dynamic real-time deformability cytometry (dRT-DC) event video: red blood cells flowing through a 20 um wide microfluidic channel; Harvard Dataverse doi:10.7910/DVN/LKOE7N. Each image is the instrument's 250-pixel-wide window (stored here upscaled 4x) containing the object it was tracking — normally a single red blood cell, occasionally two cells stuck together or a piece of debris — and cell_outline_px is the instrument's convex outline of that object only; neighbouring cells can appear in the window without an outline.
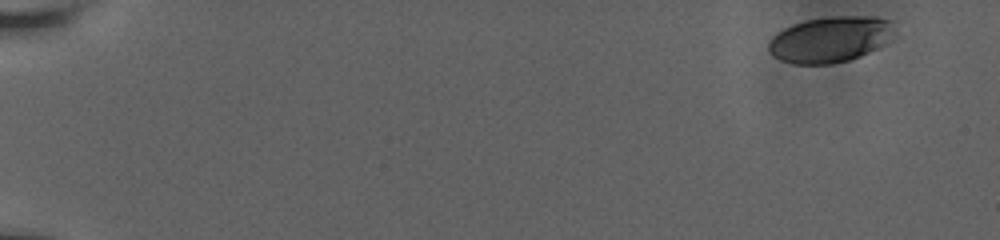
{"species": "human", "species_latin": "Homo sapiens", "temperature_condition": "room temperature", "stored_images_in_passage": 55, "camera_frame_rate_fps": 3000, "um_per_image_px": 0.085, "donor": {"sex": "male"}, "frame": {"image": 1, "passage_image": 1, "time_ms": 0.0, "image_size_px": [1000, 240], "cell_outline_px": [[888, 20], [884, 44], [860, 56], [848, 60], [832, 64], [796, 64], [780, 60], [772, 56], [768, 52], [768, 44], [772, 36], [776, 32], [792, 24], [804, 20], [836, 16], [876, 16]], "centroid_in_image_um": [70.4, 3.36], "position_along_channel_um": 14.6, "area_um2": 32.89}}
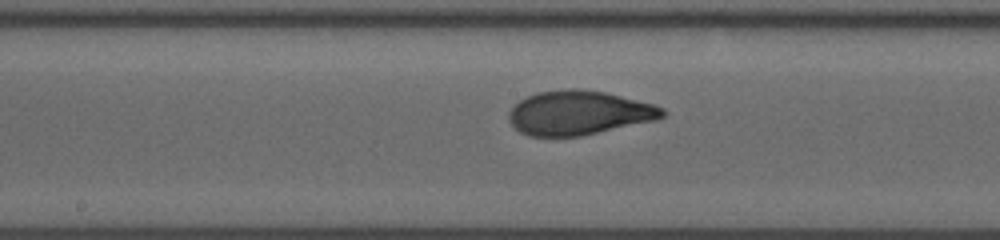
{"frame": {"image": 2, "passage_image": 30, "time_ms": 9.667, "image_size_px": [1000, 240], "cell_outline_px": [[664, 116], [656, 120], [580, 136], [528, 136], [520, 132], [508, 120], [508, 112], [520, 100], [536, 92], [568, 88], [576, 88], [604, 92], [652, 104], [664, 108]], "centroid_in_image_um": [49.17, 9.59], "position_along_channel_um": 199.0, "area_um2": 39.3}}
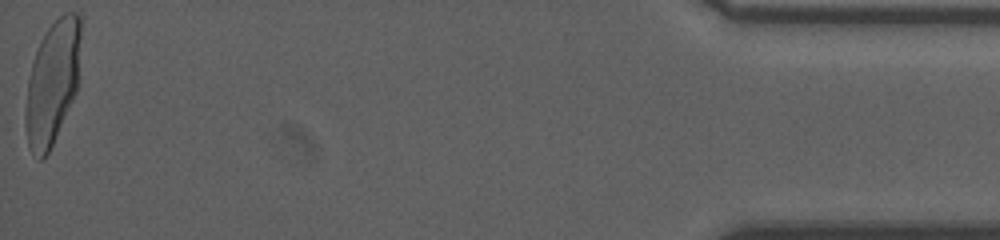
{"frame": {"image": 3, "passage_image": 55, "time_ms": 18.0, "image_size_px": [1000, 240], "cell_outline_px": [[80, 36], [76, 92], [52, 144], [48, 152], [40, 160], [36, 160], [28, 144], [24, 124], [24, 116], [28, 80], [32, 64], [40, 40], [44, 32], [64, 12], [76, 12], [80, 16]], "centroid_in_image_um": [4.42, 7.02], "position_along_channel_um": 430.8, "area_um2": 39.3}, "authors_computed_cell_mechanics": {"area_um2": 38.6104, "velocity_mm_per_s": 3.8001, "shape_relaxation_time_tau1_ms": 4.8843, "shape_relaxation_time_tau2_ms": null, "deformation_change_tau1": 0.2134, "deformation_change_tau2": null}}